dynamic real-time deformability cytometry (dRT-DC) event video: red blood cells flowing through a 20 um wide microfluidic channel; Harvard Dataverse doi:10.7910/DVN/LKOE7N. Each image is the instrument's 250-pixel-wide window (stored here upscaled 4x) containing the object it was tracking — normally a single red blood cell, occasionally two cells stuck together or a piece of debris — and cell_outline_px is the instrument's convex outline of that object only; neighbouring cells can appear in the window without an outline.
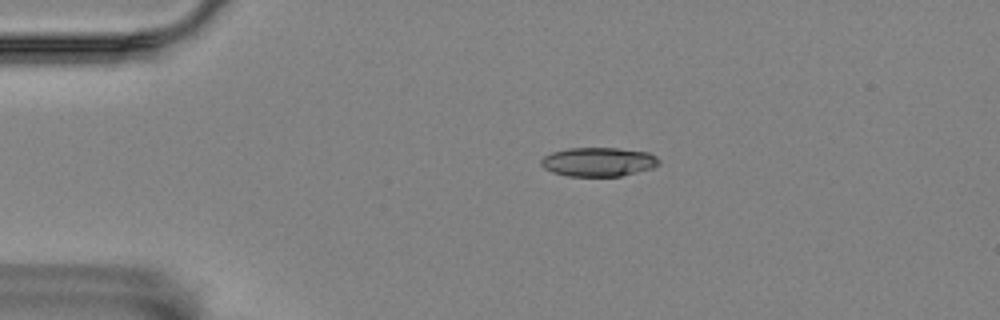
{"species": "Egyptian fruit bat (a non-hibernating species)", "species_latin": "Rousettus aegyptiacus", "temperature_condition": "room temperature", "stored_images_in_passage": 4, "camera_frame_rate_fps": 3000, "um_per_image_px": 0.085, "animal": {"sex": "female"}, "frame": {"image": 1, "passage_image": 2, "time_ms": 0.333, "image_size_px": [1000, 320], "cell_outline_px": [[660, 164], [652, 168], [620, 176], [568, 176], [552, 172], [544, 168], [540, 164], [540, 160], [544, 156], [552, 152], [568, 148], [616, 148], [648, 152], [656, 156], [660, 160]], "centroid_in_image_um": [50.86, 13.76], "position_along_channel_um": 34.1, "area_um2": 19.94}}